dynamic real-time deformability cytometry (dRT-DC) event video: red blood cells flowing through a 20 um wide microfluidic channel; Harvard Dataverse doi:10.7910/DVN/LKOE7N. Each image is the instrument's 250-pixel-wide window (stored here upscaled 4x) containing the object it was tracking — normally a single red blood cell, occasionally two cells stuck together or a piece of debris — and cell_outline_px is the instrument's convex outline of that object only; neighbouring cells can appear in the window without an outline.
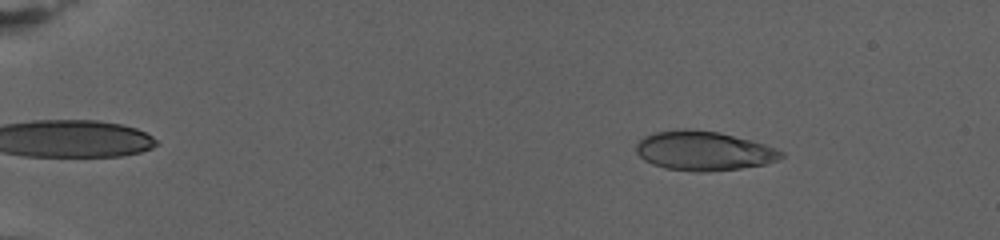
{"species": "human", "species_latin": "Homo sapiens", "temperature_condition": "warm", "stored_images_in_passage": 78, "camera_frame_rate_fps": 3000, "um_per_image_px": 0.085, "donor": {"sex": "female"}, "frame": {"image": 1, "passage_image": 12, "time_ms": 3.667, "image_size_px": [1000, 240], "cell_outline_px": [[784, 156], [776, 160], [764, 164], [740, 168], [700, 172], [664, 168], [652, 164], [644, 160], [636, 152], [636, 144], [644, 136], [656, 132], [684, 128], [716, 132], [764, 144], [776, 148], [784, 152]], "centroid_in_image_um": [59.78, 12.82], "position_along_channel_um": 25.2, "area_um2": 32.83}}
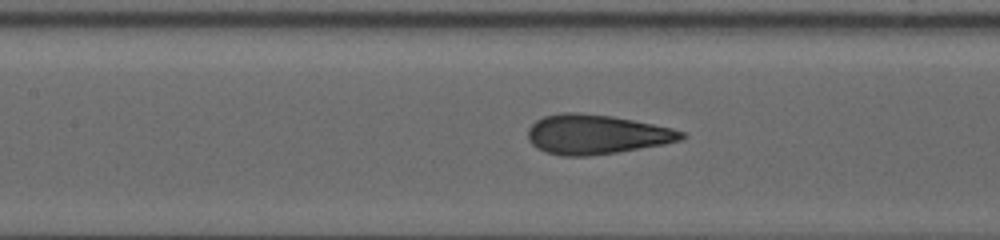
{"frame": {"image": 2, "passage_image": 39, "time_ms": 12.667, "image_size_px": [1000, 240], "cell_outline_px": [[688, 136], [680, 140], [664, 144], [616, 152], [588, 156], [560, 156], [544, 152], [536, 148], [528, 140], [528, 128], [536, 120], [544, 116], [560, 112], [580, 112], [612, 116], [672, 128], [684, 132]], "centroid_in_image_um": [50.65, 11.42], "position_along_channel_um": 156.8, "area_um2": 35.49}}
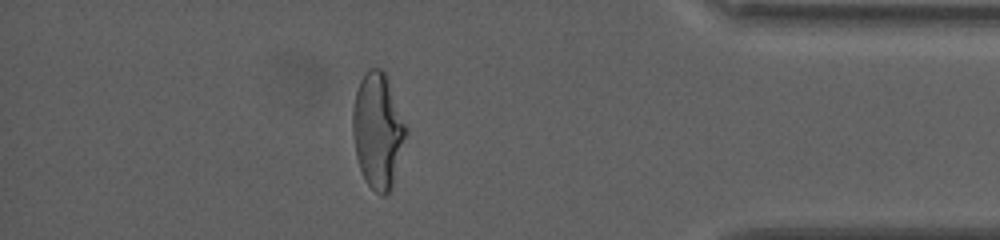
{"frame": {"image": 3, "passage_image": 69, "time_ms": 22.667, "image_size_px": [1000, 240], "cell_outline_px": [[408, 132], [392, 188], [384, 196], [380, 196], [364, 180], [356, 156], [352, 132], [352, 108], [356, 92], [360, 80], [364, 72], [368, 68], [380, 68], [388, 76], [408, 128]], "centroid_in_image_um": [32.13, 11.08], "position_along_channel_um": 403.1, "area_um2": 36.47}, "authors_computed_cell_mechanics": {"area_um2": 34.2176, "velocity_mm_per_s": 2.7429, "shape_relaxation_time_tau1_ms": 7.1038, "shape_relaxation_time_tau2_ms": null, "deformation_change_tau1": 0.2357, "deformation_change_tau2": null}}